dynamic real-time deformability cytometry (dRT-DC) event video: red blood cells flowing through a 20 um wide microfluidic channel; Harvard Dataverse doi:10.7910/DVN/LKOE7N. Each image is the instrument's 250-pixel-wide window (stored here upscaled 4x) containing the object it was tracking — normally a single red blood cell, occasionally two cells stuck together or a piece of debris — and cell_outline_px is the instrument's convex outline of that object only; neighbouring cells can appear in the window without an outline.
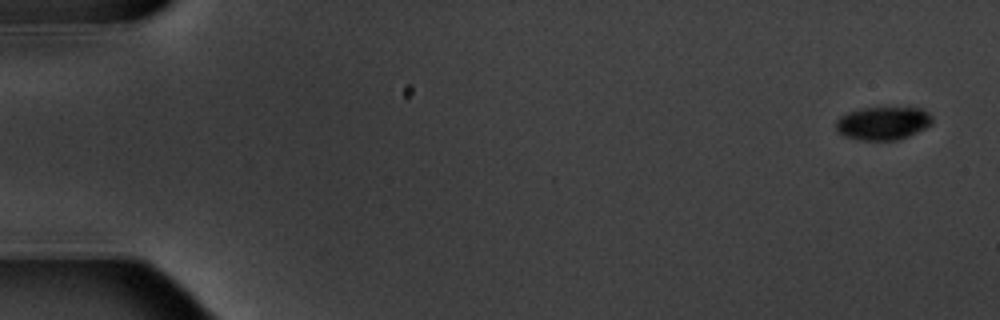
{"species": "common noctule bat (a hibernating species)", "species_latin": "Nyctalus noctula", "temperature_condition": "warm", "stored_images_in_passage": 6, "camera_frame_rate_fps": 3000, "um_per_image_px": 0.085, "animal": {"sex": "male", "body_mass_g": 20.1, "forearm_length_mm": 53.5}, "frame": {"image": 1, "passage_image": 1, "time_ms": 0.0, "image_size_px": [1000, 320], "cell_outline_px": [[932, 124], [908, 136], [896, 140], [860, 140], [844, 136], [836, 132], [836, 120], [840, 116], [848, 112], [864, 108], [920, 108], [928, 112], [932, 116]], "centroid_in_image_um": [75.03, 10.48], "position_along_channel_um": 10.0, "area_um2": 18.55}}
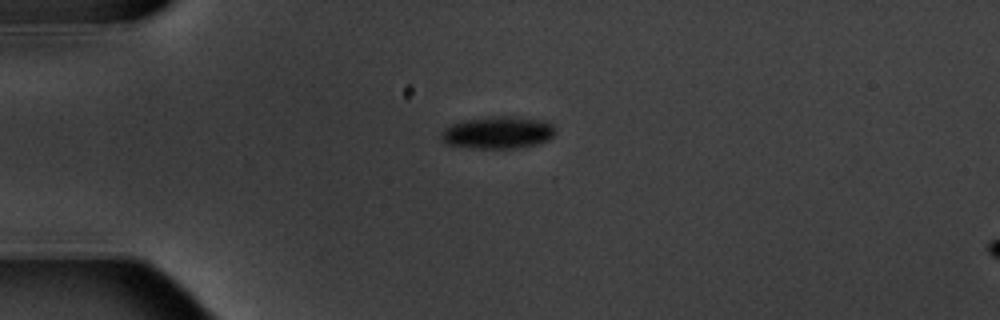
{"frame": {"image": 2, "passage_image": 4, "time_ms": 4.333, "image_size_px": [1000, 320], "cell_outline_px": [[556, 132], [548, 140], [536, 144], [520, 148], [472, 148], [448, 144], [440, 136], [440, 132], [444, 128], [452, 124], [464, 120], [488, 116], [516, 116], [544, 120], [552, 124], [556, 128]], "centroid_in_image_um": [42.35, 11.25], "position_along_channel_um": 42.7, "area_um2": 21.68}}